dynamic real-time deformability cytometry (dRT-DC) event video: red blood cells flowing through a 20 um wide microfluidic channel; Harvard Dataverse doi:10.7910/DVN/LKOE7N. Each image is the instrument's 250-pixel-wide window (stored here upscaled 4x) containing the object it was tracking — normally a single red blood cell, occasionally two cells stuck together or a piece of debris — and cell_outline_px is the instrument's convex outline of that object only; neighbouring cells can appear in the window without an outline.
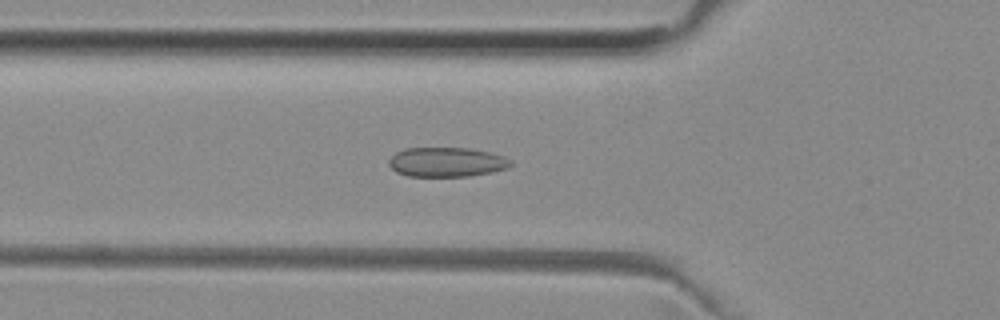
{"species": "common noctule bat (a hibernating species)", "species_latin": "Nyctalus noctula", "temperature_condition": "room temperature", "stored_images_in_passage": 52, "camera_frame_rate_fps": 3000, "um_per_image_px": 0.085, "animal": {"sex": "female", "body_mass_g": 29.2, "forearm_length_mm": 56.3}, "frame": {"image": 1, "passage_image": 18, "time_ms": 5.667, "image_size_px": [1000, 320], "cell_outline_px": [[512, 164], [508, 168], [492, 172], [468, 176], [408, 176], [396, 172], [388, 164], [388, 160], [396, 152], [404, 148], [468, 148], [488, 152], [504, 156], [512, 160]], "centroid_in_image_um": [37.96, 13.77], "position_along_channel_um": 87.8, "area_um2": 20.98}}
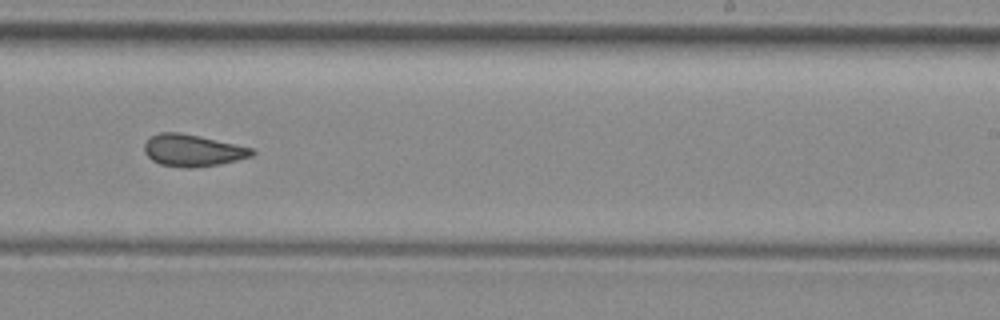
{"frame": {"image": 2, "passage_image": 32, "time_ms": 10.333, "image_size_px": [1000, 320], "cell_outline_px": [[256, 152], [252, 156], [220, 164], [196, 168], [184, 168], [160, 164], [152, 160], [144, 152], [144, 144], [152, 136], [160, 132], [180, 132], [252, 148]], "centroid_in_image_um": [16.36, 12.8], "position_along_channel_um": 272.6, "area_um2": 19.88}}
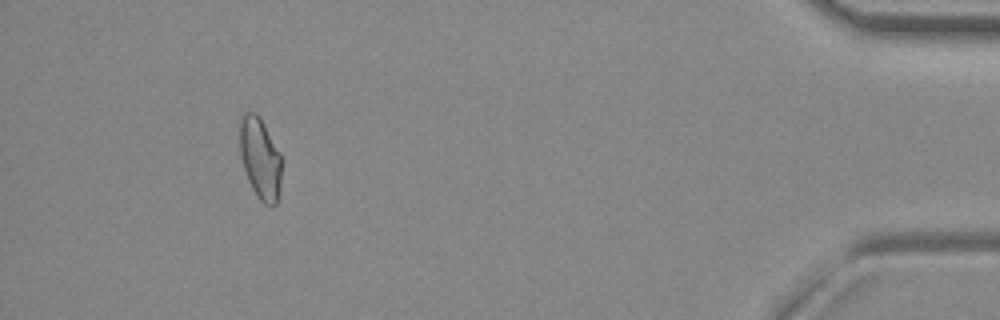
{"frame": {"image": 3, "passage_image": 48, "time_ms": 15.667, "image_size_px": [1000, 320], "cell_outline_px": [[280, 180], [276, 204], [264, 204], [256, 196], [248, 180], [240, 156], [240, 116], [244, 112], [256, 112], [280, 152]], "centroid_in_image_um": [22.08, 13.44], "position_along_channel_um": 413.1, "area_um2": 19.48}, "authors_computed_cell_mechanics": {"area_um2": 20.3745, "velocity_mm_per_s": 3.9573, "shape_relaxation_time_tau1_ms": null, "shape_relaxation_time_tau2_ms": 2.4615, "deformation_change_tau1": null, "deformation_change_tau2": 0.0812}}